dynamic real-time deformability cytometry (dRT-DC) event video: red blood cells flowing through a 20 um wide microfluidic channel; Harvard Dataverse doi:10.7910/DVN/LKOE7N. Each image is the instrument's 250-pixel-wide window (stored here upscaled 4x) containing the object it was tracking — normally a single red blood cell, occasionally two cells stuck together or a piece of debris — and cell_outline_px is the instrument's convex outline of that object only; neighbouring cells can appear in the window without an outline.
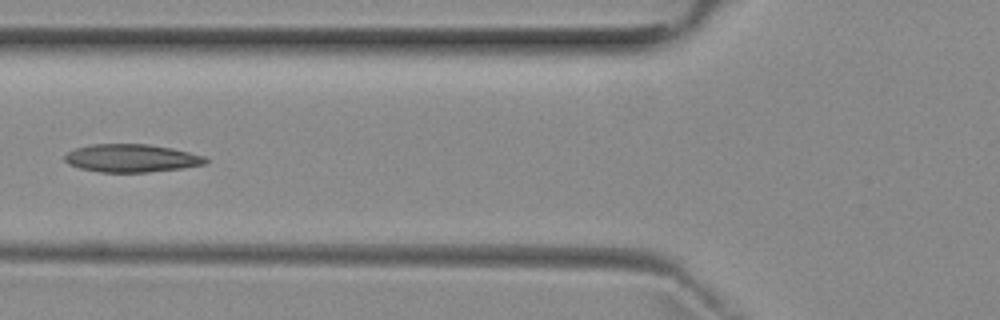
{"species": "common noctule bat (a hibernating species)", "species_latin": "Nyctalus noctula", "temperature_condition": "room temperature", "stored_images_in_passage": 4, "camera_frame_rate_fps": 3000, "um_per_image_px": 0.085, "animal": {"sex": "female", "body_mass_g": 29.2, "forearm_length_mm": 56.3}, "frame": {"image": 1, "passage_image": 3, "time_ms": 5.0, "image_size_px": [1000, 320], "cell_outline_px": [[208, 164], [184, 168], [148, 172], [100, 172], [80, 168], [68, 164], [64, 160], [64, 156], [68, 152], [76, 148], [92, 144], [148, 144], [172, 148], [204, 156], [208, 160]], "centroid_in_image_um": [11.19, 13.45], "position_along_channel_um": 114.6, "area_um2": 23.0}}
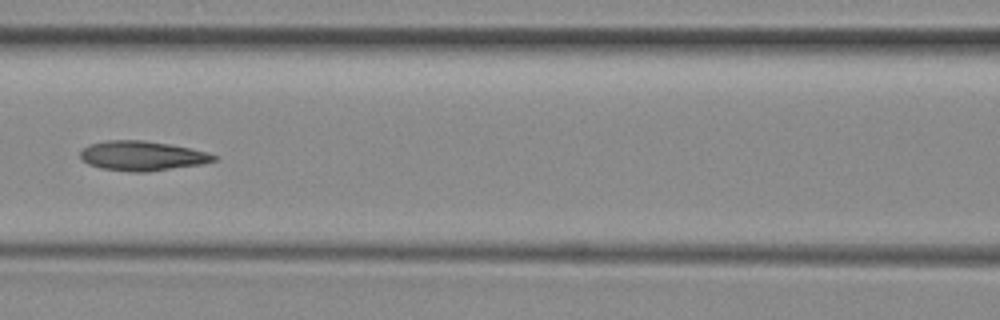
{"frame": {"image": 2, "passage_image": 4, "time_ms": 6.0, "image_size_px": [1000, 320], "cell_outline_px": [[216, 160], [200, 164], [144, 172], [132, 172], [100, 168], [88, 164], [80, 156], [80, 152], [88, 144], [108, 140], [144, 140], [168, 144], [188, 148], [204, 152], [216, 156]], "centroid_in_image_um": [12.01, 13.24], "position_along_channel_um": 154.6, "area_um2": 22.66}}